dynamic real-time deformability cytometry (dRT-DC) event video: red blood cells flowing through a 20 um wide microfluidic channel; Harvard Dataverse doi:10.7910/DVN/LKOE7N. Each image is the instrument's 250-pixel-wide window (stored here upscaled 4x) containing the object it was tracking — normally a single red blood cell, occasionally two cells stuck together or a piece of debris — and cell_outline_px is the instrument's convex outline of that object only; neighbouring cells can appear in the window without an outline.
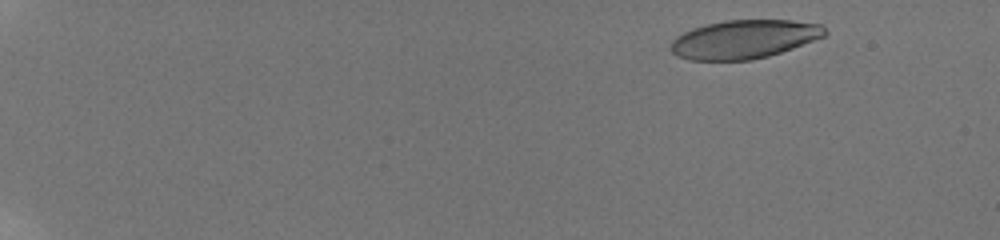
{"species": "human", "species_latin": "Homo sapiens", "temperature_condition": "room temperature", "stored_images_in_passage": 25, "camera_frame_rate_fps": 3000, "um_per_image_px": 0.085, "donor": {"sex": "male"}, "frame": {"image": 1, "passage_image": 4, "time_ms": 1.333, "image_size_px": [1000, 240], "cell_outline_px": [[828, 32], [824, 36], [792, 48], [768, 56], [752, 60], [688, 60], [676, 56], [672, 52], [672, 40], [676, 36], [692, 28], [704, 24], [724, 20], [792, 20], [820, 24]], "centroid_in_image_um": [63.22, 3.33], "position_along_channel_um": 21.8, "area_um2": 34.62}}
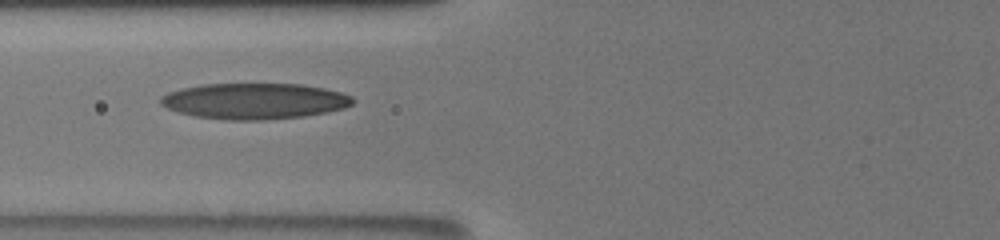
{"frame": {"image": 2, "passage_image": 18, "time_ms": 8.0, "image_size_px": [1000, 240], "cell_outline_px": [[356, 100], [352, 104], [344, 108], [328, 112], [304, 116], [264, 120], [228, 120], [192, 116], [168, 108], [160, 104], [160, 96], [168, 92], [180, 88], [200, 84], [300, 84], [324, 88], [340, 92], [352, 96]], "centroid_in_image_um": [21.62, 8.59], "position_along_channel_um": 104.2, "area_um2": 40.46}}
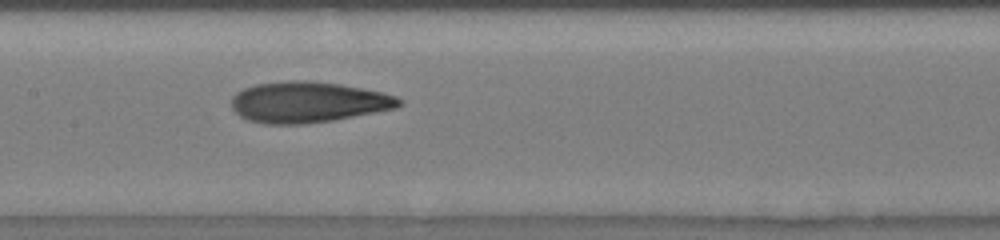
{"frame": {"image": 3, "passage_image": 23, "time_ms": 10.0, "image_size_px": [1000, 240], "cell_outline_px": [[404, 104], [396, 108], [332, 120], [304, 124], [264, 124], [248, 120], [240, 116], [232, 108], [232, 96], [236, 92], [244, 88], [256, 84], [292, 80], [308, 80], [340, 84], [384, 92], [396, 96], [404, 100]], "centroid_in_image_um": [26.2, 8.68], "position_along_channel_um": 181.2, "area_um2": 40.06}}